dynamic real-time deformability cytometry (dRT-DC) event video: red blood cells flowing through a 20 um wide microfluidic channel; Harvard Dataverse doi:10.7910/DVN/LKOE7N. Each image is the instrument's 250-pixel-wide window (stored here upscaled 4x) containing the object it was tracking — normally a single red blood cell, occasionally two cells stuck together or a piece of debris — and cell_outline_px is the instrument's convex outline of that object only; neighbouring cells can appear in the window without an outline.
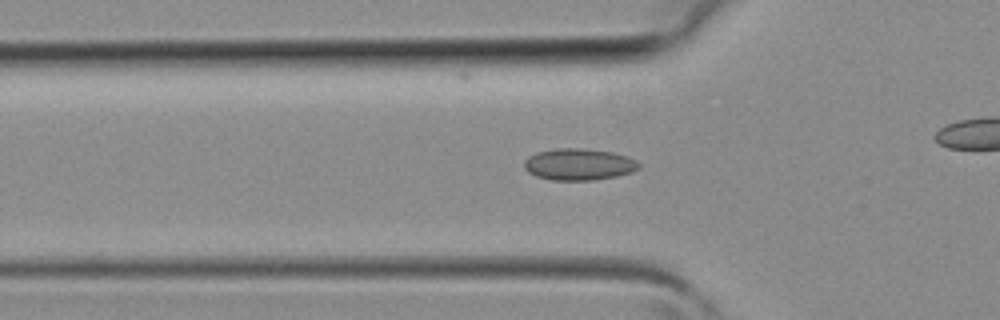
{"species": "common noctule bat (a hibernating species)", "species_latin": "Nyctalus noctula", "temperature_condition": "room temperature", "stored_images_in_passage": 31, "camera_frame_rate_fps": 3000, "um_per_image_px": 0.085, "animal": {"sex": "female", "body_mass_g": 19.3, "forearm_length_mm": 54.1}, "frame": {"image": 1, "passage_image": 12, "time_ms": 3.667, "image_size_px": [1000, 320], "cell_outline_px": [[640, 168], [632, 172], [616, 176], [592, 180], [552, 180], [536, 176], [528, 172], [524, 168], [524, 160], [528, 156], [536, 152], [556, 148], [580, 148], [612, 152], [628, 156], [636, 160], [640, 164]], "centroid_in_image_um": [49.19, 13.96], "position_along_channel_um": 76.6, "area_um2": 21.27}}
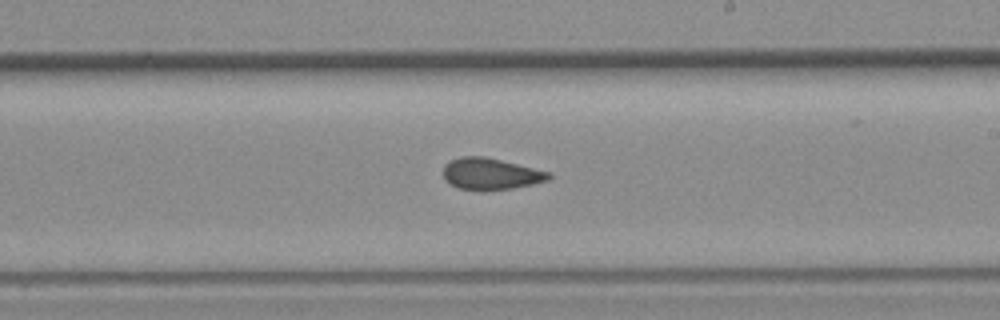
{"frame": {"image": 2, "passage_image": 22, "time_ms": 7.0, "image_size_px": [1000, 320], "cell_outline_px": [[552, 176], [548, 180], [532, 184], [512, 188], [460, 188], [448, 184], [444, 180], [444, 164], [448, 160], [460, 156], [484, 156], [552, 172]], "centroid_in_image_um": [41.7, 14.73], "position_along_channel_um": 247.3, "area_um2": 19.07}}
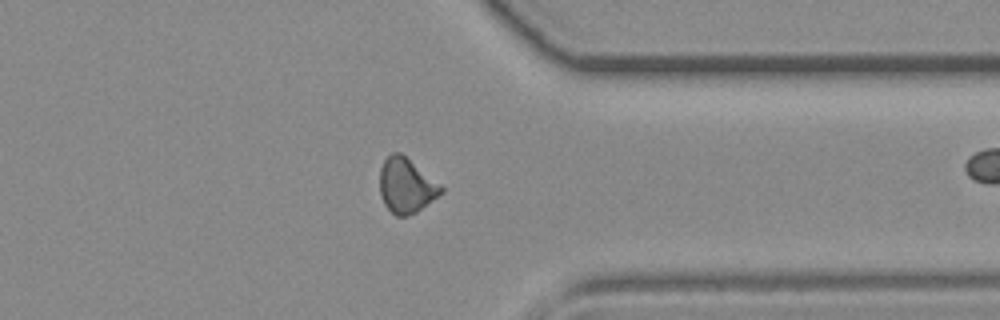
{"frame": {"image": 3, "passage_image": 30, "time_ms": 9.667, "image_size_px": [1000, 320], "cell_outline_px": [[444, 192], [416, 212], [404, 216], [396, 216], [384, 204], [380, 196], [380, 168], [384, 160], [392, 152], [400, 152], [444, 188]], "centroid_in_image_um": [34.51, 15.78], "position_along_channel_um": 376.9, "area_um2": 19.31}}